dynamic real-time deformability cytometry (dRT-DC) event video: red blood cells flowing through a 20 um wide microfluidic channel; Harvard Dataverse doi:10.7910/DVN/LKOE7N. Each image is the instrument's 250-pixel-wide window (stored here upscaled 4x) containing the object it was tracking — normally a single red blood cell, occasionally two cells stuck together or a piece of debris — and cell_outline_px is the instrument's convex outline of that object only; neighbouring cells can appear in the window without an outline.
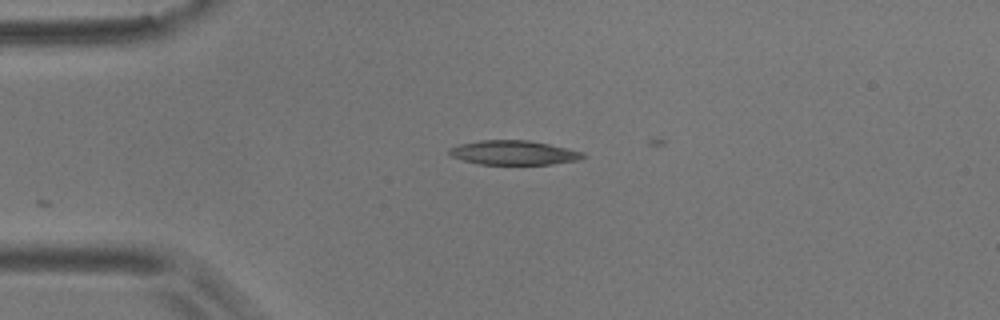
{"species": "common noctule bat (a hibernating species)", "species_latin": "Nyctalus noctula", "temperature_condition": "room temperature", "stored_images_in_passage": 4, "camera_frame_rate_fps": 3000, "um_per_image_px": 0.085, "animal": {"sex": "male", "body_mass_g": 17.9}, "frame": {"image": 1, "passage_image": 3, "time_ms": 0.667, "image_size_px": [1000, 320], "cell_outline_px": [[588, 156], [580, 160], [552, 164], [480, 164], [464, 160], [452, 156], [448, 152], [448, 148], [460, 144], [480, 140], [528, 140], [548, 144], [584, 152]], "centroid_in_image_um": [43.7, 12.98], "position_along_channel_um": 41.3, "area_um2": 18.9}}